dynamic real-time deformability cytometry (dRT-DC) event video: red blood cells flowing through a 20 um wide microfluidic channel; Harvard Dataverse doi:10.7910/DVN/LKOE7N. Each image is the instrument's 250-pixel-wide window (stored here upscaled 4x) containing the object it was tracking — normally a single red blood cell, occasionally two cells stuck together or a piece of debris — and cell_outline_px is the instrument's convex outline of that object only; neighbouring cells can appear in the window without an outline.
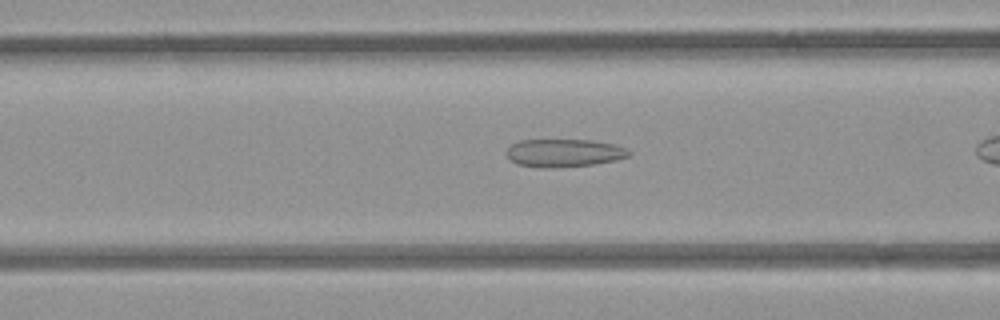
{"species": "common noctule bat (a hibernating species)", "species_latin": "Nyctalus noctula", "temperature_condition": "room temperature", "stored_images_in_passage": 12, "camera_frame_rate_fps": 3000, "um_per_image_px": 0.085, "animal": {"sex": "female", "body_mass_g": 21.9}, "frame": {"image": 1, "passage_image": 4, "time_ms": 1.0, "image_size_px": [1000, 320], "cell_outline_px": [[624, 156], [608, 160], [588, 164], [520, 164], [512, 160], [508, 156], [508, 152], [516, 144], [528, 140], [580, 140], [608, 144], [616, 148]], "centroid_in_image_um": [47.79, 12.94], "position_along_channel_um": 118.8, "area_um2": 16.76}}
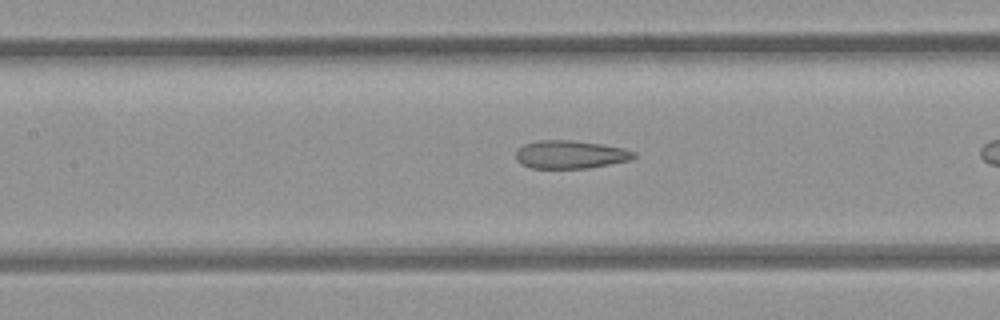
{"frame": {"image": 2, "passage_image": 7, "time_ms": 2.0, "image_size_px": [1000, 320], "cell_outline_px": [[636, 156], [624, 160], [584, 168], [536, 168], [524, 164], [516, 156], [516, 152], [520, 148], [528, 144], [552, 140], [596, 144], [620, 148], [632, 152]], "centroid_in_image_um": [48.44, 13.15], "position_along_channel_um": 159.0, "area_um2": 17.69}}
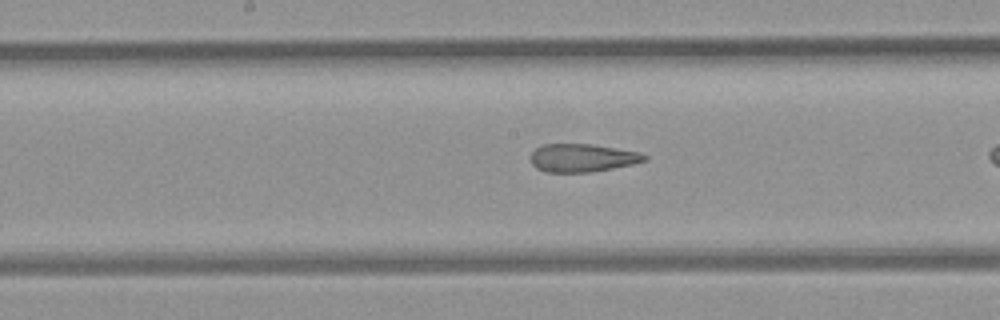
{"frame": {"image": 3, "passage_image": 10, "time_ms": 3.0, "image_size_px": [1000, 320], "cell_outline_px": [[644, 160], [628, 164], [608, 168], [580, 172], [552, 172], [540, 168], [532, 160], [532, 152], [536, 148], [548, 144], [588, 144], [632, 152], [644, 156]], "centroid_in_image_um": [49.39, 13.4], "position_along_channel_um": 198.8, "area_um2": 17.11}}